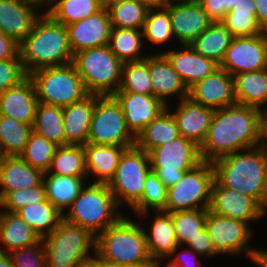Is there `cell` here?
<instances>
[{
	"label": "cell",
	"instance_id": "4316f807",
	"mask_svg": "<svg viewBox=\"0 0 267 267\" xmlns=\"http://www.w3.org/2000/svg\"><path fill=\"white\" fill-rule=\"evenodd\" d=\"M44 172L20 156L0 157V200L10 191L30 188L43 182Z\"/></svg>",
	"mask_w": 267,
	"mask_h": 267
},
{
	"label": "cell",
	"instance_id": "2e32d148",
	"mask_svg": "<svg viewBox=\"0 0 267 267\" xmlns=\"http://www.w3.org/2000/svg\"><path fill=\"white\" fill-rule=\"evenodd\" d=\"M166 8L176 45H190L213 23L202 5L194 0H172Z\"/></svg>",
	"mask_w": 267,
	"mask_h": 267
},
{
	"label": "cell",
	"instance_id": "e7e4bbea",
	"mask_svg": "<svg viewBox=\"0 0 267 267\" xmlns=\"http://www.w3.org/2000/svg\"><path fill=\"white\" fill-rule=\"evenodd\" d=\"M238 0H226V13L229 12Z\"/></svg>",
	"mask_w": 267,
	"mask_h": 267
},
{
	"label": "cell",
	"instance_id": "c3c4849f",
	"mask_svg": "<svg viewBox=\"0 0 267 267\" xmlns=\"http://www.w3.org/2000/svg\"><path fill=\"white\" fill-rule=\"evenodd\" d=\"M10 256L14 267H47L42 239L32 246L13 250Z\"/></svg>",
	"mask_w": 267,
	"mask_h": 267
},
{
	"label": "cell",
	"instance_id": "be15d7a7",
	"mask_svg": "<svg viewBox=\"0 0 267 267\" xmlns=\"http://www.w3.org/2000/svg\"><path fill=\"white\" fill-rule=\"evenodd\" d=\"M30 1H33L37 4H39L44 9H46L51 2V0H30Z\"/></svg>",
	"mask_w": 267,
	"mask_h": 267
},
{
	"label": "cell",
	"instance_id": "7bdbcfd3",
	"mask_svg": "<svg viewBox=\"0 0 267 267\" xmlns=\"http://www.w3.org/2000/svg\"><path fill=\"white\" fill-rule=\"evenodd\" d=\"M149 54L143 60L125 62L123 64L121 84L117 92L153 95L151 74L149 71Z\"/></svg>",
	"mask_w": 267,
	"mask_h": 267
},
{
	"label": "cell",
	"instance_id": "4fadbf2b",
	"mask_svg": "<svg viewBox=\"0 0 267 267\" xmlns=\"http://www.w3.org/2000/svg\"><path fill=\"white\" fill-rule=\"evenodd\" d=\"M205 229L219 255L242 254L253 263L258 247L249 243L254 240L255 231L247 222L223 217L207 209Z\"/></svg>",
	"mask_w": 267,
	"mask_h": 267
},
{
	"label": "cell",
	"instance_id": "7a4b0ae2",
	"mask_svg": "<svg viewBox=\"0 0 267 267\" xmlns=\"http://www.w3.org/2000/svg\"><path fill=\"white\" fill-rule=\"evenodd\" d=\"M223 186L254 198L267 211V147L259 145L212 162Z\"/></svg>",
	"mask_w": 267,
	"mask_h": 267
},
{
	"label": "cell",
	"instance_id": "db71d44e",
	"mask_svg": "<svg viewBox=\"0 0 267 267\" xmlns=\"http://www.w3.org/2000/svg\"><path fill=\"white\" fill-rule=\"evenodd\" d=\"M19 44L11 37L0 32V61L7 59H20Z\"/></svg>",
	"mask_w": 267,
	"mask_h": 267
},
{
	"label": "cell",
	"instance_id": "60d3db41",
	"mask_svg": "<svg viewBox=\"0 0 267 267\" xmlns=\"http://www.w3.org/2000/svg\"><path fill=\"white\" fill-rule=\"evenodd\" d=\"M143 41L155 46H161L162 50L153 51V53H163L165 45L173 43L174 35L172 32L169 10L165 8L148 10L146 21L143 27Z\"/></svg>",
	"mask_w": 267,
	"mask_h": 267
},
{
	"label": "cell",
	"instance_id": "836d02e7",
	"mask_svg": "<svg viewBox=\"0 0 267 267\" xmlns=\"http://www.w3.org/2000/svg\"><path fill=\"white\" fill-rule=\"evenodd\" d=\"M108 46L123 63L140 61L148 56L142 30L112 27Z\"/></svg>",
	"mask_w": 267,
	"mask_h": 267
},
{
	"label": "cell",
	"instance_id": "e0dca14e",
	"mask_svg": "<svg viewBox=\"0 0 267 267\" xmlns=\"http://www.w3.org/2000/svg\"><path fill=\"white\" fill-rule=\"evenodd\" d=\"M44 11L30 0H0V32L20 44Z\"/></svg>",
	"mask_w": 267,
	"mask_h": 267
},
{
	"label": "cell",
	"instance_id": "8d00e7d4",
	"mask_svg": "<svg viewBox=\"0 0 267 267\" xmlns=\"http://www.w3.org/2000/svg\"><path fill=\"white\" fill-rule=\"evenodd\" d=\"M44 174L88 177L83 146H57L50 167Z\"/></svg>",
	"mask_w": 267,
	"mask_h": 267
},
{
	"label": "cell",
	"instance_id": "3957f363",
	"mask_svg": "<svg viewBox=\"0 0 267 267\" xmlns=\"http://www.w3.org/2000/svg\"><path fill=\"white\" fill-rule=\"evenodd\" d=\"M18 49L27 75L41 68L62 66L73 61L67 26L56 22L45 11Z\"/></svg>",
	"mask_w": 267,
	"mask_h": 267
},
{
	"label": "cell",
	"instance_id": "f1b7e54d",
	"mask_svg": "<svg viewBox=\"0 0 267 267\" xmlns=\"http://www.w3.org/2000/svg\"><path fill=\"white\" fill-rule=\"evenodd\" d=\"M40 240V236L22 220L17 212L0 209L1 252L11 253L19 248L32 246Z\"/></svg>",
	"mask_w": 267,
	"mask_h": 267
},
{
	"label": "cell",
	"instance_id": "9c48e42d",
	"mask_svg": "<svg viewBox=\"0 0 267 267\" xmlns=\"http://www.w3.org/2000/svg\"><path fill=\"white\" fill-rule=\"evenodd\" d=\"M215 179L212 162L202 160L192 169L185 171L183 177L167 188L164 212L208 209L211 190Z\"/></svg>",
	"mask_w": 267,
	"mask_h": 267
},
{
	"label": "cell",
	"instance_id": "ab89813d",
	"mask_svg": "<svg viewBox=\"0 0 267 267\" xmlns=\"http://www.w3.org/2000/svg\"><path fill=\"white\" fill-rule=\"evenodd\" d=\"M106 7L112 27L143 30L148 9L139 0H118Z\"/></svg>",
	"mask_w": 267,
	"mask_h": 267
},
{
	"label": "cell",
	"instance_id": "f5cc1de1",
	"mask_svg": "<svg viewBox=\"0 0 267 267\" xmlns=\"http://www.w3.org/2000/svg\"><path fill=\"white\" fill-rule=\"evenodd\" d=\"M213 22H221L226 15V0H201L199 2Z\"/></svg>",
	"mask_w": 267,
	"mask_h": 267
},
{
	"label": "cell",
	"instance_id": "d4e9b609",
	"mask_svg": "<svg viewBox=\"0 0 267 267\" xmlns=\"http://www.w3.org/2000/svg\"><path fill=\"white\" fill-rule=\"evenodd\" d=\"M153 213L156 214L153 220L149 219L150 225L146 226L145 220H141L140 223L145 231L150 257L155 263H162L179 246V243L173 229L172 215L164 211H153Z\"/></svg>",
	"mask_w": 267,
	"mask_h": 267
},
{
	"label": "cell",
	"instance_id": "9f6ffc18",
	"mask_svg": "<svg viewBox=\"0 0 267 267\" xmlns=\"http://www.w3.org/2000/svg\"><path fill=\"white\" fill-rule=\"evenodd\" d=\"M256 6V18L260 26L267 31V0H254Z\"/></svg>",
	"mask_w": 267,
	"mask_h": 267
},
{
	"label": "cell",
	"instance_id": "f6af8a7d",
	"mask_svg": "<svg viewBox=\"0 0 267 267\" xmlns=\"http://www.w3.org/2000/svg\"><path fill=\"white\" fill-rule=\"evenodd\" d=\"M56 148L57 145L32 131L20 157L32 167L45 173L50 167Z\"/></svg>",
	"mask_w": 267,
	"mask_h": 267
},
{
	"label": "cell",
	"instance_id": "ffe728a7",
	"mask_svg": "<svg viewBox=\"0 0 267 267\" xmlns=\"http://www.w3.org/2000/svg\"><path fill=\"white\" fill-rule=\"evenodd\" d=\"M120 104L126 125L131 134L137 136L167 106L153 95L132 92H116L112 95Z\"/></svg>",
	"mask_w": 267,
	"mask_h": 267
},
{
	"label": "cell",
	"instance_id": "ba28073f",
	"mask_svg": "<svg viewBox=\"0 0 267 267\" xmlns=\"http://www.w3.org/2000/svg\"><path fill=\"white\" fill-rule=\"evenodd\" d=\"M28 76L34 82L39 103L65 107L89 94L72 62L41 68Z\"/></svg>",
	"mask_w": 267,
	"mask_h": 267
},
{
	"label": "cell",
	"instance_id": "603a6c76",
	"mask_svg": "<svg viewBox=\"0 0 267 267\" xmlns=\"http://www.w3.org/2000/svg\"><path fill=\"white\" fill-rule=\"evenodd\" d=\"M151 52L150 50L149 71L153 96L160 99L166 106L172 101L171 98H178V101L188 98L189 89L174 70L168 58L163 53Z\"/></svg>",
	"mask_w": 267,
	"mask_h": 267
},
{
	"label": "cell",
	"instance_id": "f907efd6",
	"mask_svg": "<svg viewBox=\"0 0 267 267\" xmlns=\"http://www.w3.org/2000/svg\"><path fill=\"white\" fill-rule=\"evenodd\" d=\"M199 254L185 245L177 246L163 262L167 267H201Z\"/></svg>",
	"mask_w": 267,
	"mask_h": 267
},
{
	"label": "cell",
	"instance_id": "681fc988",
	"mask_svg": "<svg viewBox=\"0 0 267 267\" xmlns=\"http://www.w3.org/2000/svg\"><path fill=\"white\" fill-rule=\"evenodd\" d=\"M20 59L0 61V94L5 90L18 85L27 77Z\"/></svg>",
	"mask_w": 267,
	"mask_h": 267
},
{
	"label": "cell",
	"instance_id": "680465c9",
	"mask_svg": "<svg viewBox=\"0 0 267 267\" xmlns=\"http://www.w3.org/2000/svg\"><path fill=\"white\" fill-rule=\"evenodd\" d=\"M148 10L165 8L172 0H139Z\"/></svg>",
	"mask_w": 267,
	"mask_h": 267
},
{
	"label": "cell",
	"instance_id": "91938a15",
	"mask_svg": "<svg viewBox=\"0 0 267 267\" xmlns=\"http://www.w3.org/2000/svg\"><path fill=\"white\" fill-rule=\"evenodd\" d=\"M253 263L257 267H267V249L258 248Z\"/></svg>",
	"mask_w": 267,
	"mask_h": 267
},
{
	"label": "cell",
	"instance_id": "7402d4cb",
	"mask_svg": "<svg viewBox=\"0 0 267 267\" xmlns=\"http://www.w3.org/2000/svg\"><path fill=\"white\" fill-rule=\"evenodd\" d=\"M173 46L165 49L163 54L168 58L188 89L197 81L213 74L220 68V65L212 59L197 53L191 45H177L178 48H175L174 43Z\"/></svg>",
	"mask_w": 267,
	"mask_h": 267
},
{
	"label": "cell",
	"instance_id": "94428289",
	"mask_svg": "<svg viewBox=\"0 0 267 267\" xmlns=\"http://www.w3.org/2000/svg\"><path fill=\"white\" fill-rule=\"evenodd\" d=\"M0 267H14L10 253L0 251Z\"/></svg>",
	"mask_w": 267,
	"mask_h": 267
},
{
	"label": "cell",
	"instance_id": "44dd1931",
	"mask_svg": "<svg viewBox=\"0 0 267 267\" xmlns=\"http://www.w3.org/2000/svg\"><path fill=\"white\" fill-rule=\"evenodd\" d=\"M178 103V104H177ZM176 108H167L173 114L181 136L193 141L197 146L204 142L215 110L193 102L189 97L179 100Z\"/></svg>",
	"mask_w": 267,
	"mask_h": 267
},
{
	"label": "cell",
	"instance_id": "11a10c76",
	"mask_svg": "<svg viewBox=\"0 0 267 267\" xmlns=\"http://www.w3.org/2000/svg\"><path fill=\"white\" fill-rule=\"evenodd\" d=\"M227 13L242 15H256V6L254 0H238L232 9Z\"/></svg>",
	"mask_w": 267,
	"mask_h": 267
},
{
	"label": "cell",
	"instance_id": "277c9868",
	"mask_svg": "<svg viewBox=\"0 0 267 267\" xmlns=\"http://www.w3.org/2000/svg\"><path fill=\"white\" fill-rule=\"evenodd\" d=\"M96 258L114 267L153 266L142 223L123 215L96 237Z\"/></svg>",
	"mask_w": 267,
	"mask_h": 267
},
{
	"label": "cell",
	"instance_id": "30bf717a",
	"mask_svg": "<svg viewBox=\"0 0 267 267\" xmlns=\"http://www.w3.org/2000/svg\"><path fill=\"white\" fill-rule=\"evenodd\" d=\"M149 153L136 145L127 148L118 163L114 177L108 187L118 206L132 209L142 198L144 182L151 172Z\"/></svg>",
	"mask_w": 267,
	"mask_h": 267
},
{
	"label": "cell",
	"instance_id": "4dcf8cb0",
	"mask_svg": "<svg viewBox=\"0 0 267 267\" xmlns=\"http://www.w3.org/2000/svg\"><path fill=\"white\" fill-rule=\"evenodd\" d=\"M88 182V177L44 174L43 184L46 199L61 213H65Z\"/></svg>",
	"mask_w": 267,
	"mask_h": 267
},
{
	"label": "cell",
	"instance_id": "6125c7cd",
	"mask_svg": "<svg viewBox=\"0 0 267 267\" xmlns=\"http://www.w3.org/2000/svg\"><path fill=\"white\" fill-rule=\"evenodd\" d=\"M80 267H113L99 261L96 257L90 261L83 263Z\"/></svg>",
	"mask_w": 267,
	"mask_h": 267
},
{
	"label": "cell",
	"instance_id": "8fae6325",
	"mask_svg": "<svg viewBox=\"0 0 267 267\" xmlns=\"http://www.w3.org/2000/svg\"><path fill=\"white\" fill-rule=\"evenodd\" d=\"M149 157L151 170L167 188L176 184L185 171L202 161L199 146L181 135L153 148Z\"/></svg>",
	"mask_w": 267,
	"mask_h": 267
},
{
	"label": "cell",
	"instance_id": "5b68a950",
	"mask_svg": "<svg viewBox=\"0 0 267 267\" xmlns=\"http://www.w3.org/2000/svg\"><path fill=\"white\" fill-rule=\"evenodd\" d=\"M65 212L64 220L96 237L124 215L108 184L91 182L86 183Z\"/></svg>",
	"mask_w": 267,
	"mask_h": 267
},
{
	"label": "cell",
	"instance_id": "d6986e66",
	"mask_svg": "<svg viewBox=\"0 0 267 267\" xmlns=\"http://www.w3.org/2000/svg\"><path fill=\"white\" fill-rule=\"evenodd\" d=\"M188 97L193 102L213 110L234 105V76L219 68L191 86Z\"/></svg>",
	"mask_w": 267,
	"mask_h": 267
},
{
	"label": "cell",
	"instance_id": "ee69618b",
	"mask_svg": "<svg viewBox=\"0 0 267 267\" xmlns=\"http://www.w3.org/2000/svg\"><path fill=\"white\" fill-rule=\"evenodd\" d=\"M207 209L170 212L179 245H186L205 229Z\"/></svg>",
	"mask_w": 267,
	"mask_h": 267
},
{
	"label": "cell",
	"instance_id": "6da1fadb",
	"mask_svg": "<svg viewBox=\"0 0 267 267\" xmlns=\"http://www.w3.org/2000/svg\"><path fill=\"white\" fill-rule=\"evenodd\" d=\"M261 145L260 109L234 104L215 110L207 136L199 147L207 162Z\"/></svg>",
	"mask_w": 267,
	"mask_h": 267
},
{
	"label": "cell",
	"instance_id": "f546056e",
	"mask_svg": "<svg viewBox=\"0 0 267 267\" xmlns=\"http://www.w3.org/2000/svg\"><path fill=\"white\" fill-rule=\"evenodd\" d=\"M234 96L237 104L267 107V69L236 74Z\"/></svg>",
	"mask_w": 267,
	"mask_h": 267
},
{
	"label": "cell",
	"instance_id": "cb8c5ba5",
	"mask_svg": "<svg viewBox=\"0 0 267 267\" xmlns=\"http://www.w3.org/2000/svg\"><path fill=\"white\" fill-rule=\"evenodd\" d=\"M39 104L33 80L27 76L0 94V115L33 126Z\"/></svg>",
	"mask_w": 267,
	"mask_h": 267
},
{
	"label": "cell",
	"instance_id": "6f0895ef",
	"mask_svg": "<svg viewBox=\"0 0 267 267\" xmlns=\"http://www.w3.org/2000/svg\"><path fill=\"white\" fill-rule=\"evenodd\" d=\"M261 145L267 147V107L260 109Z\"/></svg>",
	"mask_w": 267,
	"mask_h": 267
},
{
	"label": "cell",
	"instance_id": "74e56055",
	"mask_svg": "<svg viewBox=\"0 0 267 267\" xmlns=\"http://www.w3.org/2000/svg\"><path fill=\"white\" fill-rule=\"evenodd\" d=\"M32 129L57 146L66 145L63 107L39 103Z\"/></svg>",
	"mask_w": 267,
	"mask_h": 267
},
{
	"label": "cell",
	"instance_id": "bcb514c9",
	"mask_svg": "<svg viewBox=\"0 0 267 267\" xmlns=\"http://www.w3.org/2000/svg\"><path fill=\"white\" fill-rule=\"evenodd\" d=\"M46 200V192L43 182L35 187L20 188L8 192L0 200V209L3 211L17 212L21 208L41 203Z\"/></svg>",
	"mask_w": 267,
	"mask_h": 267
},
{
	"label": "cell",
	"instance_id": "ac0fdd59",
	"mask_svg": "<svg viewBox=\"0 0 267 267\" xmlns=\"http://www.w3.org/2000/svg\"><path fill=\"white\" fill-rule=\"evenodd\" d=\"M73 55L85 49L108 45L112 30L106 6L97 13L67 26Z\"/></svg>",
	"mask_w": 267,
	"mask_h": 267
},
{
	"label": "cell",
	"instance_id": "03108f58",
	"mask_svg": "<svg viewBox=\"0 0 267 267\" xmlns=\"http://www.w3.org/2000/svg\"><path fill=\"white\" fill-rule=\"evenodd\" d=\"M152 267H167L164 263H155Z\"/></svg>",
	"mask_w": 267,
	"mask_h": 267
},
{
	"label": "cell",
	"instance_id": "816d5d0a",
	"mask_svg": "<svg viewBox=\"0 0 267 267\" xmlns=\"http://www.w3.org/2000/svg\"><path fill=\"white\" fill-rule=\"evenodd\" d=\"M185 246L193 249L194 252L199 254L201 257L204 256V258L219 256L206 229L198 233V236H196L193 240H189Z\"/></svg>",
	"mask_w": 267,
	"mask_h": 267
},
{
	"label": "cell",
	"instance_id": "7c38bea8",
	"mask_svg": "<svg viewBox=\"0 0 267 267\" xmlns=\"http://www.w3.org/2000/svg\"><path fill=\"white\" fill-rule=\"evenodd\" d=\"M87 143L135 146L136 138L128 130L121 106L112 95L96 99Z\"/></svg>",
	"mask_w": 267,
	"mask_h": 267
},
{
	"label": "cell",
	"instance_id": "9a60e30c",
	"mask_svg": "<svg viewBox=\"0 0 267 267\" xmlns=\"http://www.w3.org/2000/svg\"><path fill=\"white\" fill-rule=\"evenodd\" d=\"M214 214L247 222L249 225L267 217V211L252 197L223 187L214 179L208 208Z\"/></svg>",
	"mask_w": 267,
	"mask_h": 267
},
{
	"label": "cell",
	"instance_id": "5bb4252c",
	"mask_svg": "<svg viewBox=\"0 0 267 267\" xmlns=\"http://www.w3.org/2000/svg\"><path fill=\"white\" fill-rule=\"evenodd\" d=\"M267 66V31L249 37H234L220 68L230 75L258 71Z\"/></svg>",
	"mask_w": 267,
	"mask_h": 267
},
{
	"label": "cell",
	"instance_id": "484cf974",
	"mask_svg": "<svg viewBox=\"0 0 267 267\" xmlns=\"http://www.w3.org/2000/svg\"><path fill=\"white\" fill-rule=\"evenodd\" d=\"M100 95L88 94L63 107V130L66 145H85L90 131L95 101Z\"/></svg>",
	"mask_w": 267,
	"mask_h": 267
},
{
	"label": "cell",
	"instance_id": "b9f144b4",
	"mask_svg": "<svg viewBox=\"0 0 267 267\" xmlns=\"http://www.w3.org/2000/svg\"><path fill=\"white\" fill-rule=\"evenodd\" d=\"M167 200V187L151 171L144 182L143 196L141 200L130 209L138 220H148L150 211H163ZM141 217V218H140Z\"/></svg>",
	"mask_w": 267,
	"mask_h": 267
},
{
	"label": "cell",
	"instance_id": "83f0119b",
	"mask_svg": "<svg viewBox=\"0 0 267 267\" xmlns=\"http://www.w3.org/2000/svg\"><path fill=\"white\" fill-rule=\"evenodd\" d=\"M83 148L88 179L91 183L105 184H108L114 177L120 158L127 149L124 146L96 145L92 143H86Z\"/></svg>",
	"mask_w": 267,
	"mask_h": 267
},
{
	"label": "cell",
	"instance_id": "52a82bcc",
	"mask_svg": "<svg viewBox=\"0 0 267 267\" xmlns=\"http://www.w3.org/2000/svg\"><path fill=\"white\" fill-rule=\"evenodd\" d=\"M72 63L89 94L113 95L119 89L124 63L108 45L77 52Z\"/></svg>",
	"mask_w": 267,
	"mask_h": 267
},
{
	"label": "cell",
	"instance_id": "003e7915",
	"mask_svg": "<svg viewBox=\"0 0 267 267\" xmlns=\"http://www.w3.org/2000/svg\"><path fill=\"white\" fill-rule=\"evenodd\" d=\"M118 0H103L104 5L106 6L109 2H114Z\"/></svg>",
	"mask_w": 267,
	"mask_h": 267
},
{
	"label": "cell",
	"instance_id": "8992f818",
	"mask_svg": "<svg viewBox=\"0 0 267 267\" xmlns=\"http://www.w3.org/2000/svg\"><path fill=\"white\" fill-rule=\"evenodd\" d=\"M42 241L47 267H80L96 257V236L64 219Z\"/></svg>",
	"mask_w": 267,
	"mask_h": 267
},
{
	"label": "cell",
	"instance_id": "e575fe53",
	"mask_svg": "<svg viewBox=\"0 0 267 267\" xmlns=\"http://www.w3.org/2000/svg\"><path fill=\"white\" fill-rule=\"evenodd\" d=\"M104 6L103 0H51L45 12L56 22L68 26L97 13Z\"/></svg>",
	"mask_w": 267,
	"mask_h": 267
},
{
	"label": "cell",
	"instance_id": "7dc6e473",
	"mask_svg": "<svg viewBox=\"0 0 267 267\" xmlns=\"http://www.w3.org/2000/svg\"><path fill=\"white\" fill-rule=\"evenodd\" d=\"M221 22L233 37H249L266 32L258 23L256 15L226 13Z\"/></svg>",
	"mask_w": 267,
	"mask_h": 267
},
{
	"label": "cell",
	"instance_id": "a7ac6f4b",
	"mask_svg": "<svg viewBox=\"0 0 267 267\" xmlns=\"http://www.w3.org/2000/svg\"><path fill=\"white\" fill-rule=\"evenodd\" d=\"M114 267V266H113ZM128 267V266H127ZM136 267H152V266H136Z\"/></svg>",
	"mask_w": 267,
	"mask_h": 267
},
{
	"label": "cell",
	"instance_id": "d6a6232c",
	"mask_svg": "<svg viewBox=\"0 0 267 267\" xmlns=\"http://www.w3.org/2000/svg\"><path fill=\"white\" fill-rule=\"evenodd\" d=\"M233 38L222 22H213L190 45L197 53L220 65Z\"/></svg>",
	"mask_w": 267,
	"mask_h": 267
},
{
	"label": "cell",
	"instance_id": "1f68e13d",
	"mask_svg": "<svg viewBox=\"0 0 267 267\" xmlns=\"http://www.w3.org/2000/svg\"><path fill=\"white\" fill-rule=\"evenodd\" d=\"M180 136L177 122L166 108L154 120L145 126L136 138V146L149 153L153 148L161 146Z\"/></svg>",
	"mask_w": 267,
	"mask_h": 267
},
{
	"label": "cell",
	"instance_id": "f35d334b",
	"mask_svg": "<svg viewBox=\"0 0 267 267\" xmlns=\"http://www.w3.org/2000/svg\"><path fill=\"white\" fill-rule=\"evenodd\" d=\"M32 131L31 125L0 115V157L20 156Z\"/></svg>",
	"mask_w": 267,
	"mask_h": 267
},
{
	"label": "cell",
	"instance_id": "d590c367",
	"mask_svg": "<svg viewBox=\"0 0 267 267\" xmlns=\"http://www.w3.org/2000/svg\"><path fill=\"white\" fill-rule=\"evenodd\" d=\"M17 214L41 239L49 235L63 219V213L47 199L41 203L27 205L18 210Z\"/></svg>",
	"mask_w": 267,
	"mask_h": 267
}]
</instances>
